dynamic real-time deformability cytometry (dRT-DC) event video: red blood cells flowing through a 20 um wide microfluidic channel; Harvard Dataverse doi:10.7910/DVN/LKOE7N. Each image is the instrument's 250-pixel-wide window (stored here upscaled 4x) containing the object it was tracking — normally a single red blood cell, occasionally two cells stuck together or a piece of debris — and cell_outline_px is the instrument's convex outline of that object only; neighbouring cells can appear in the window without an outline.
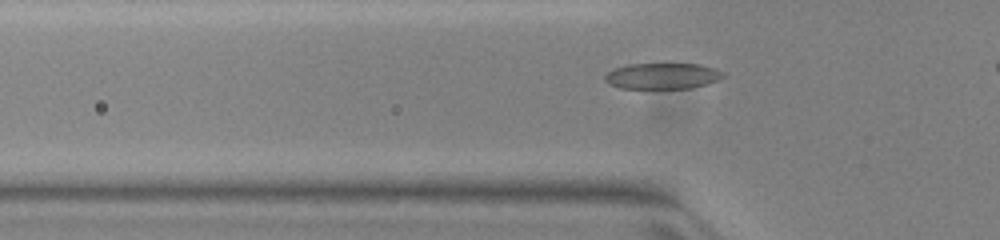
{"species": "common noctule bat (a hibernating species)", "species_latin": "Nyctalus noctula", "temperature_condition": "warm", "stored_images_in_passage": 35, "camera_frame_rate_fps": 3000, "um_per_image_px": 0.085, "animal": {"sex": "female", "body_mass_g": 23.0, "forearm_length_mm": 53.4}, "frame": {"image": 1, "passage_image": 8, "time_ms": 2.333, "image_size_px": [1000, 240], "cell_outline_px": [[724, 76], [716, 80], [692, 88], [620, 88], [608, 84], [604, 80], [604, 76], [608, 72], [616, 68], [628, 64], [700, 64], [724, 72]], "centroid_in_image_um": [56.26, 6.46], "position_along_channel_um": 69.5, "area_um2": 17.69}}
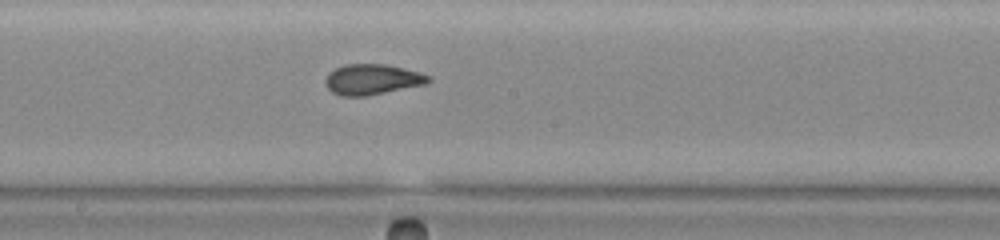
{"frame": {"image": 2, "passage_image": 19, "time_ms": 6.0, "image_size_px": [1000, 240], "cell_outline_px": [[432, 80], [424, 84], [364, 96], [340, 96], [332, 92], [328, 88], [324, 80], [328, 72], [344, 64], [384, 64], [420, 72], [432, 76]], "centroid_in_image_um": [31.61, 6.74], "position_along_channel_um": 216.6, "area_um2": 18.21}}
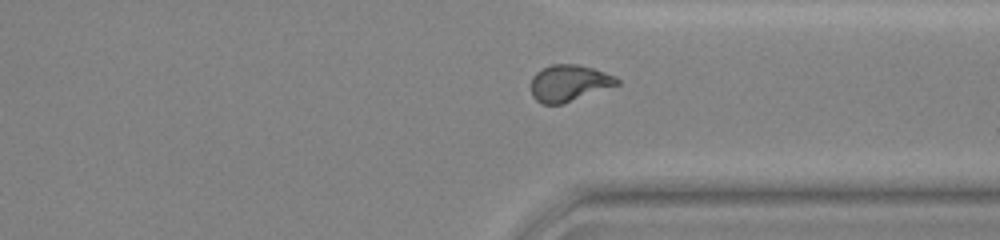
{"frame": {"image": 3, "passage_image": 30, "time_ms": 9.667, "image_size_px": [1000, 240], "cell_outline_px": [[620, 84], [560, 104], [544, 104], [536, 100], [532, 96], [532, 76], [536, 72], [552, 64], [576, 64], [592, 68], [616, 76], [620, 80]], "centroid_in_image_um": [48.37, 7.05], "position_along_channel_um": 363.0, "area_um2": 18.03}}